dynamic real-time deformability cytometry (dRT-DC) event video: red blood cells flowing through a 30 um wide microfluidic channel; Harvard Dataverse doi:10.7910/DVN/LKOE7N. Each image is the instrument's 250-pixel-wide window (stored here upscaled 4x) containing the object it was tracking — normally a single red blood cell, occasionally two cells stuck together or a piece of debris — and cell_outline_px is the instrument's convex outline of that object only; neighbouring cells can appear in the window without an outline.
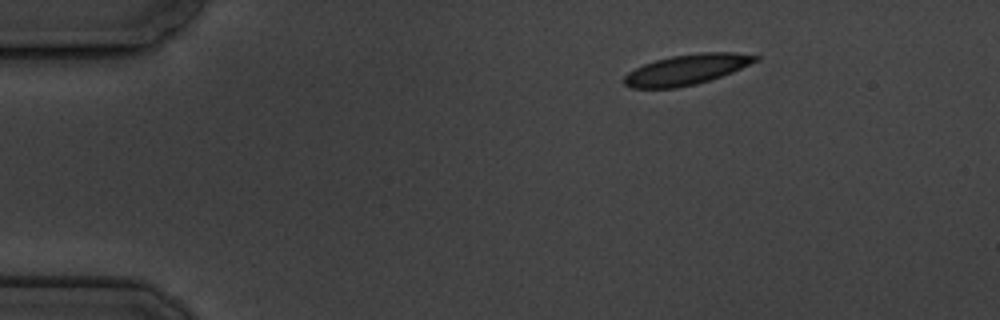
{"species": "common noctule bat (a hibernating species)", "species_latin": "Nyctalus noctula", "temperature_condition": "cold", "stored_images_in_passage": 8, "camera_frame_rate_fps": 3000, "um_per_image_px": 0.085, "animal": {"sex": "male", "body_mass_g": 19.5, "forearm_length_mm": 54.6}, "frame": {"image": 1, "passage_image": 1, "time_ms": 0.0, "image_size_px": [1000, 320], "cell_outline_px": [[760, 60], [732, 72], [696, 84], [676, 88], [632, 88], [624, 84], [624, 76], [628, 72], [644, 64], [656, 60], [672, 56], [700, 52], [736, 52], [760, 56]], "centroid_in_image_um": [58.39, 5.9], "position_along_channel_um": 26.6, "area_um2": 23.12}}
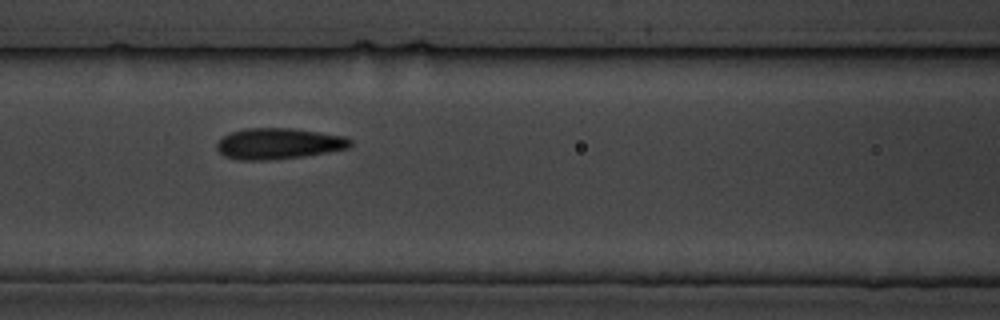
{"frame": {"image": 2, "passage_image": 5, "time_ms": 5.333, "image_size_px": [1000, 320], "cell_outline_px": [[352, 144], [348, 148], [328, 152], [304, 156], [268, 160], [236, 160], [224, 156], [216, 148], [216, 144], [224, 136], [232, 132], [244, 128], [292, 128], [344, 136], [352, 140]], "centroid_in_image_um": [23.67, 12.21], "position_along_channel_um": 142.9, "area_um2": 24.1}}
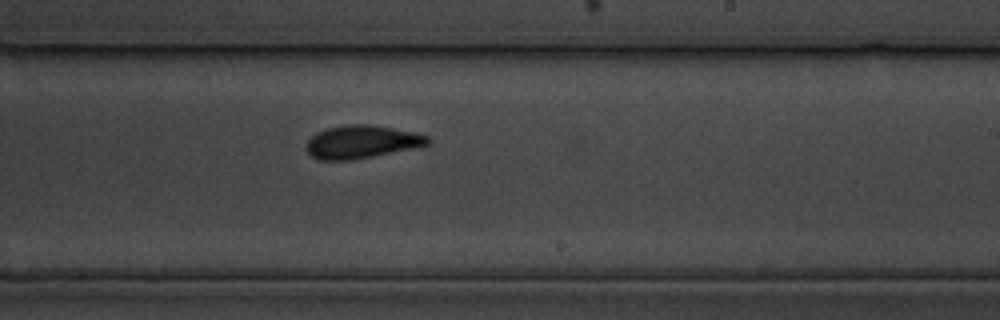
{"frame": {"image": 3, "passage_image": 8, "time_ms": 8.667, "image_size_px": [1000, 320], "cell_outline_px": [[432, 140], [428, 144], [420, 148], [352, 160], [320, 160], [312, 156], [304, 148], [308, 140], [316, 132], [328, 128], [344, 124], [368, 124], [416, 132], [428, 136]], "centroid_in_image_um": [30.78, 12.06], "position_along_channel_um": 258.2, "area_um2": 23.76}}